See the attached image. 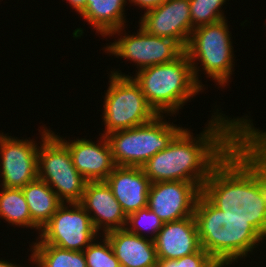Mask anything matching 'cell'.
<instances>
[{"label":"cell","mask_w":266,"mask_h":267,"mask_svg":"<svg viewBox=\"0 0 266 267\" xmlns=\"http://www.w3.org/2000/svg\"><path fill=\"white\" fill-rule=\"evenodd\" d=\"M202 194L266 239V131L253 126L214 166Z\"/></svg>","instance_id":"cell-1"},{"label":"cell","mask_w":266,"mask_h":267,"mask_svg":"<svg viewBox=\"0 0 266 267\" xmlns=\"http://www.w3.org/2000/svg\"><path fill=\"white\" fill-rule=\"evenodd\" d=\"M219 111H213L198 137L183 127L166 149L141 167L151 183L192 182L202 190L214 166L253 127L248 115L231 119Z\"/></svg>","instance_id":"cell-2"},{"label":"cell","mask_w":266,"mask_h":267,"mask_svg":"<svg viewBox=\"0 0 266 267\" xmlns=\"http://www.w3.org/2000/svg\"><path fill=\"white\" fill-rule=\"evenodd\" d=\"M193 217L201 248L221 267H230L242 258L245 261V257L266 240L244 218L228 216L202 193L197 199Z\"/></svg>","instance_id":"cell-3"},{"label":"cell","mask_w":266,"mask_h":267,"mask_svg":"<svg viewBox=\"0 0 266 267\" xmlns=\"http://www.w3.org/2000/svg\"><path fill=\"white\" fill-rule=\"evenodd\" d=\"M132 75L148 104L158 115L179 113L193 96L203 92L194 77L192 64L184 51L175 60L149 66Z\"/></svg>","instance_id":"cell-4"},{"label":"cell","mask_w":266,"mask_h":267,"mask_svg":"<svg viewBox=\"0 0 266 267\" xmlns=\"http://www.w3.org/2000/svg\"><path fill=\"white\" fill-rule=\"evenodd\" d=\"M226 19L202 25L193 29L185 52L192 64L195 80H199V71L212 78L216 85L225 87L234 72V54L231 32ZM200 66H198V62ZM202 67V68H200ZM233 68V69H232ZM201 69V70H199Z\"/></svg>","instance_id":"cell-5"},{"label":"cell","mask_w":266,"mask_h":267,"mask_svg":"<svg viewBox=\"0 0 266 267\" xmlns=\"http://www.w3.org/2000/svg\"><path fill=\"white\" fill-rule=\"evenodd\" d=\"M163 116L157 115L143 125L106 135L116 166L142 167L156 153L167 148L183 128Z\"/></svg>","instance_id":"cell-6"},{"label":"cell","mask_w":266,"mask_h":267,"mask_svg":"<svg viewBox=\"0 0 266 267\" xmlns=\"http://www.w3.org/2000/svg\"><path fill=\"white\" fill-rule=\"evenodd\" d=\"M109 86L105 92L103 121L108 135L117 130L130 129L148 123L158 114L148 104L140 85L134 78L119 71H110ZM120 72V73H119Z\"/></svg>","instance_id":"cell-7"},{"label":"cell","mask_w":266,"mask_h":267,"mask_svg":"<svg viewBox=\"0 0 266 267\" xmlns=\"http://www.w3.org/2000/svg\"><path fill=\"white\" fill-rule=\"evenodd\" d=\"M43 126L38 149V178L46 182L63 203H79L87 180L76 170L68 148Z\"/></svg>","instance_id":"cell-8"},{"label":"cell","mask_w":266,"mask_h":267,"mask_svg":"<svg viewBox=\"0 0 266 267\" xmlns=\"http://www.w3.org/2000/svg\"><path fill=\"white\" fill-rule=\"evenodd\" d=\"M97 236L100 235L80 203H62L31 245H55L67 250L84 251L99 238Z\"/></svg>","instance_id":"cell-9"},{"label":"cell","mask_w":266,"mask_h":267,"mask_svg":"<svg viewBox=\"0 0 266 267\" xmlns=\"http://www.w3.org/2000/svg\"><path fill=\"white\" fill-rule=\"evenodd\" d=\"M137 34L124 33L103 49L105 53L128 59L140 69L168 63L178 58L185 50L173 39L148 34L141 26Z\"/></svg>","instance_id":"cell-10"},{"label":"cell","mask_w":266,"mask_h":267,"mask_svg":"<svg viewBox=\"0 0 266 267\" xmlns=\"http://www.w3.org/2000/svg\"><path fill=\"white\" fill-rule=\"evenodd\" d=\"M33 139L0 132V186L22 188L38 178V149Z\"/></svg>","instance_id":"cell-11"},{"label":"cell","mask_w":266,"mask_h":267,"mask_svg":"<svg viewBox=\"0 0 266 267\" xmlns=\"http://www.w3.org/2000/svg\"><path fill=\"white\" fill-rule=\"evenodd\" d=\"M202 190L192 182L167 181L151 183L147 207L163 223L193 216Z\"/></svg>","instance_id":"cell-12"},{"label":"cell","mask_w":266,"mask_h":267,"mask_svg":"<svg viewBox=\"0 0 266 267\" xmlns=\"http://www.w3.org/2000/svg\"><path fill=\"white\" fill-rule=\"evenodd\" d=\"M148 34L175 40L184 50L192 33L189 0H166L139 21Z\"/></svg>","instance_id":"cell-13"},{"label":"cell","mask_w":266,"mask_h":267,"mask_svg":"<svg viewBox=\"0 0 266 267\" xmlns=\"http://www.w3.org/2000/svg\"><path fill=\"white\" fill-rule=\"evenodd\" d=\"M51 132L68 148L73 165L88 182L105 181L116 167L106 136L95 143L86 138L68 141Z\"/></svg>","instance_id":"cell-14"},{"label":"cell","mask_w":266,"mask_h":267,"mask_svg":"<svg viewBox=\"0 0 266 267\" xmlns=\"http://www.w3.org/2000/svg\"><path fill=\"white\" fill-rule=\"evenodd\" d=\"M79 203L100 235L126 227L127 215L105 181L87 182Z\"/></svg>","instance_id":"cell-15"},{"label":"cell","mask_w":266,"mask_h":267,"mask_svg":"<svg viewBox=\"0 0 266 267\" xmlns=\"http://www.w3.org/2000/svg\"><path fill=\"white\" fill-rule=\"evenodd\" d=\"M105 182L127 216L147 207L151 181L141 167L116 166Z\"/></svg>","instance_id":"cell-16"},{"label":"cell","mask_w":266,"mask_h":267,"mask_svg":"<svg viewBox=\"0 0 266 267\" xmlns=\"http://www.w3.org/2000/svg\"><path fill=\"white\" fill-rule=\"evenodd\" d=\"M153 242L158 259H178L201 249L193 216L164 223Z\"/></svg>","instance_id":"cell-17"},{"label":"cell","mask_w":266,"mask_h":267,"mask_svg":"<svg viewBox=\"0 0 266 267\" xmlns=\"http://www.w3.org/2000/svg\"><path fill=\"white\" fill-rule=\"evenodd\" d=\"M121 267H156L157 253L153 240L129 232L126 228L104 234Z\"/></svg>","instance_id":"cell-18"},{"label":"cell","mask_w":266,"mask_h":267,"mask_svg":"<svg viewBox=\"0 0 266 267\" xmlns=\"http://www.w3.org/2000/svg\"><path fill=\"white\" fill-rule=\"evenodd\" d=\"M128 0H87L80 14L102 37L120 36L126 23L125 6Z\"/></svg>","instance_id":"cell-19"},{"label":"cell","mask_w":266,"mask_h":267,"mask_svg":"<svg viewBox=\"0 0 266 267\" xmlns=\"http://www.w3.org/2000/svg\"><path fill=\"white\" fill-rule=\"evenodd\" d=\"M21 189L27 201L32 221L42 229L63 202L52 188L39 178Z\"/></svg>","instance_id":"cell-20"},{"label":"cell","mask_w":266,"mask_h":267,"mask_svg":"<svg viewBox=\"0 0 266 267\" xmlns=\"http://www.w3.org/2000/svg\"><path fill=\"white\" fill-rule=\"evenodd\" d=\"M0 218L10 225L38 230L40 228L32 221L29 207L21 188L1 187Z\"/></svg>","instance_id":"cell-21"},{"label":"cell","mask_w":266,"mask_h":267,"mask_svg":"<svg viewBox=\"0 0 266 267\" xmlns=\"http://www.w3.org/2000/svg\"><path fill=\"white\" fill-rule=\"evenodd\" d=\"M29 258L37 267H87L83 251L60 248L55 245H31Z\"/></svg>","instance_id":"cell-22"},{"label":"cell","mask_w":266,"mask_h":267,"mask_svg":"<svg viewBox=\"0 0 266 267\" xmlns=\"http://www.w3.org/2000/svg\"><path fill=\"white\" fill-rule=\"evenodd\" d=\"M226 1L227 0H189L192 31L196 27L225 19L226 17L222 6H224Z\"/></svg>","instance_id":"cell-23"},{"label":"cell","mask_w":266,"mask_h":267,"mask_svg":"<svg viewBox=\"0 0 266 267\" xmlns=\"http://www.w3.org/2000/svg\"><path fill=\"white\" fill-rule=\"evenodd\" d=\"M163 225V221L154 212L148 207H144L127 216L125 228L138 236L154 240ZM145 230L148 231L146 232ZM144 233L145 235H143ZM149 234H151V236H148Z\"/></svg>","instance_id":"cell-24"},{"label":"cell","mask_w":266,"mask_h":267,"mask_svg":"<svg viewBox=\"0 0 266 267\" xmlns=\"http://www.w3.org/2000/svg\"><path fill=\"white\" fill-rule=\"evenodd\" d=\"M100 237L103 238H100L101 242L95 239L83 251L87 267H121L108 239L103 235Z\"/></svg>","instance_id":"cell-25"},{"label":"cell","mask_w":266,"mask_h":267,"mask_svg":"<svg viewBox=\"0 0 266 267\" xmlns=\"http://www.w3.org/2000/svg\"><path fill=\"white\" fill-rule=\"evenodd\" d=\"M156 267H221L204 249L178 259H158Z\"/></svg>","instance_id":"cell-26"},{"label":"cell","mask_w":266,"mask_h":267,"mask_svg":"<svg viewBox=\"0 0 266 267\" xmlns=\"http://www.w3.org/2000/svg\"><path fill=\"white\" fill-rule=\"evenodd\" d=\"M128 1L131 4L134 3L133 5L138 6L141 9L143 8L145 10L144 13H146L147 11L158 7L166 0H128Z\"/></svg>","instance_id":"cell-27"},{"label":"cell","mask_w":266,"mask_h":267,"mask_svg":"<svg viewBox=\"0 0 266 267\" xmlns=\"http://www.w3.org/2000/svg\"><path fill=\"white\" fill-rule=\"evenodd\" d=\"M66 1L70 4V6H72L71 8L75 9L77 14L79 13V15L86 8L87 0H66Z\"/></svg>","instance_id":"cell-28"},{"label":"cell","mask_w":266,"mask_h":267,"mask_svg":"<svg viewBox=\"0 0 266 267\" xmlns=\"http://www.w3.org/2000/svg\"><path fill=\"white\" fill-rule=\"evenodd\" d=\"M0 267H22L21 265L17 266V264H13L12 262H8L7 260H0Z\"/></svg>","instance_id":"cell-29"}]
</instances>
